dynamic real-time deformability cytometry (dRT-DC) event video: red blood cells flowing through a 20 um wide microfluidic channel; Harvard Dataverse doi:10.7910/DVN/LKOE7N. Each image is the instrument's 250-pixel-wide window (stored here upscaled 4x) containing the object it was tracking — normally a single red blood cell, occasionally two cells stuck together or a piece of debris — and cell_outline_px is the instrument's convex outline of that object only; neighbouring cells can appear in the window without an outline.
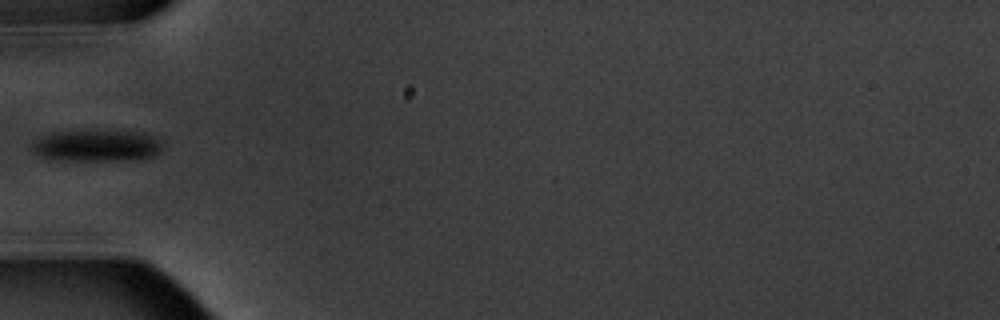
{"species": "common noctule bat (a hibernating species)", "species_latin": "Nyctalus noctula", "temperature_condition": "warm", "stored_images_in_passage": 6, "camera_frame_rate_fps": 3000, "um_per_image_px": 0.085, "animal": {"sex": "male", "body_mass_g": 20.1, "forearm_length_mm": 53.5}, "frame": {"image": 1, "passage_image": 6, "time_ms": 6.0, "image_size_px": [1000, 320], "cell_outline_px": [[160, 152], [152, 156], [120, 160], [48, 160], [36, 156], [32, 152], [32, 144], [36, 140], [52, 132], [132, 132], [152, 136], [160, 144]], "centroid_in_image_um": [8.09, 12.42], "position_along_channel_um": 76.9, "area_um2": 23.24}}